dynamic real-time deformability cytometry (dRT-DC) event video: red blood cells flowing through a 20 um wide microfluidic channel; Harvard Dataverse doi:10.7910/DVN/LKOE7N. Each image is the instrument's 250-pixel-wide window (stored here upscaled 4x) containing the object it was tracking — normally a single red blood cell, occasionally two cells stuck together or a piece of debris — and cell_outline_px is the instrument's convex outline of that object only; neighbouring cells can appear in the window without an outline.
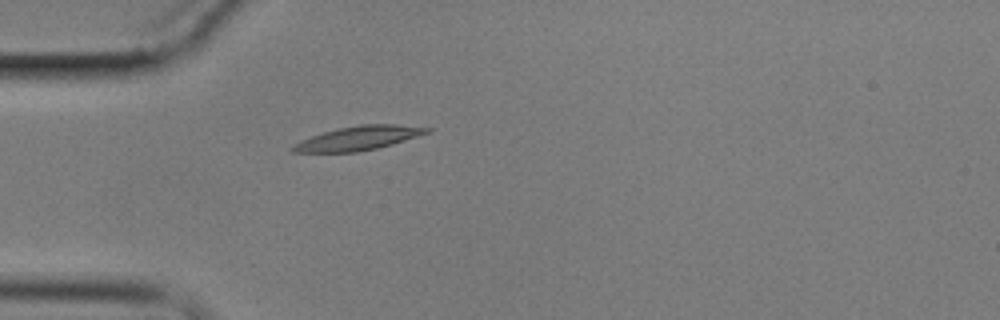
{"species": "common noctule bat (a hibernating species)", "species_latin": "Nyctalus noctula", "temperature_condition": "cold", "stored_images_in_passage": 5, "camera_frame_rate_fps": 3000, "um_per_image_px": 0.085, "animal": {"sex": "male", "body_mass_g": 17.9}, "frame": {"image": 1, "passage_image": 5, "time_ms": 5.333, "image_size_px": [1000, 320], "cell_outline_px": [[432, 128], [428, 132], [392, 144], [376, 148], [356, 152], [292, 152], [288, 148], [292, 144], [300, 140], [324, 132], [340, 128], [360, 124], [396, 124]], "centroid_in_image_um": [30.39, 11.75], "position_along_channel_um": 54.6, "area_um2": 18.55}}